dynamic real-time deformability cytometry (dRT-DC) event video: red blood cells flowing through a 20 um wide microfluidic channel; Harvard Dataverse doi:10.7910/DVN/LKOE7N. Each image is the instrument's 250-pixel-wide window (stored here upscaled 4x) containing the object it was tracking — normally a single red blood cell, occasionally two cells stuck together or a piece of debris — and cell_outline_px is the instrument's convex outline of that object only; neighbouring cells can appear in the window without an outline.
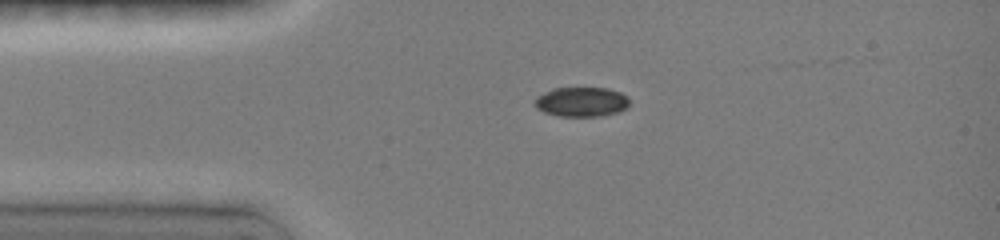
{"species": "common noctule bat (a hibernating species)", "species_latin": "Nyctalus noctula", "temperature_condition": "room temperature", "stored_images_in_passage": 38, "camera_frame_rate_fps": 3000, "um_per_image_px": 0.085, "animal": {"sex": "female", "body_mass_g": 19.0, "forearm_length_mm": 51.5}, "frame": {"image": 1, "passage_image": 1, "time_ms": 0.0, "image_size_px": [1000, 240], "cell_outline_px": [[628, 108], [620, 112], [600, 116], [560, 116], [544, 112], [536, 108], [532, 104], [532, 100], [536, 96], [552, 88], [608, 88], [620, 92], [628, 96]], "centroid_in_image_um": [49.4, 8.66], "position_along_channel_um": 35.6, "area_um2": 16.65}}
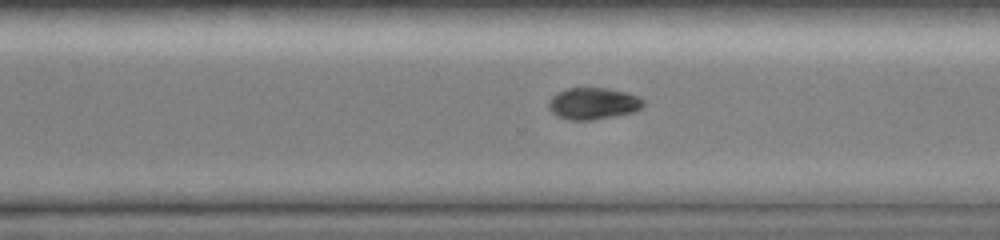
{"frame": {"image": 2, "passage_image": 24, "time_ms": 7.667, "image_size_px": [1000, 240], "cell_outline_px": [[644, 104], [636, 112], [592, 120], [568, 120], [556, 116], [548, 108], [548, 104], [552, 96], [568, 88], [608, 88], [624, 92], [636, 96], [644, 100]], "centroid_in_image_um": [50.41, 8.81], "position_along_channel_um": 320.2, "area_um2": 17.46}}
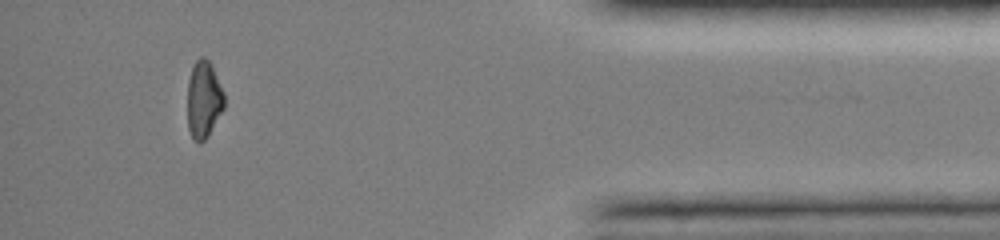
{"frame": {"image": 3, "passage_image": 34, "time_ms": 11.0, "image_size_px": [1000, 240], "cell_outline_px": [[224, 108], [208, 136], [200, 144], [192, 136], [188, 128], [188, 80], [192, 68], [196, 60], [200, 56], [204, 56], [212, 64], [224, 92]], "centroid_in_image_um": [17.33, 8.43], "position_along_channel_um": 417.9, "area_um2": 16.59}, "authors_computed_cell_mechanics": {"area_um2": 17.8313, "velocity_mm_per_s": 4.0357, "shape_relaxation_time_tau1_ms": 2.501, "shape_relaxation_time_tau2_ms": null, "deformation_change_tau1": 0.1104, "deformation_change_tau2": null}}